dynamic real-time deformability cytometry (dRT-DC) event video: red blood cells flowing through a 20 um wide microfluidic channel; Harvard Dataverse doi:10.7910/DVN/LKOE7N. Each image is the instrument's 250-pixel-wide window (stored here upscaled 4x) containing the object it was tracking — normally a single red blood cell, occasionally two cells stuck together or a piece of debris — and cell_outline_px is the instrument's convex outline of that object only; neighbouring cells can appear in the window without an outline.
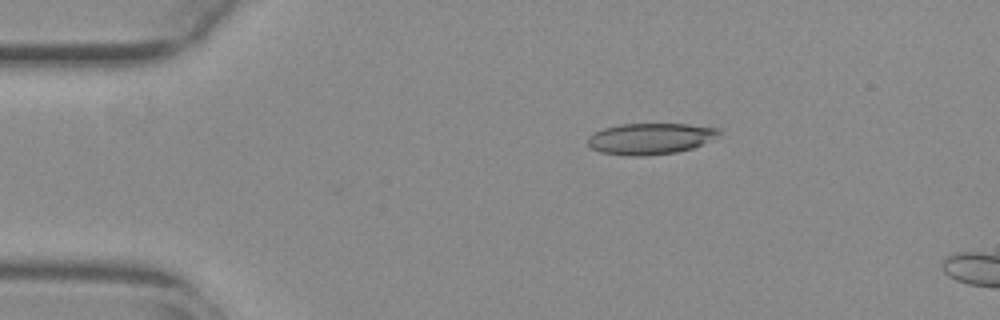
{"species": "common noctule bat (a hibernating species)", "species_latin": "Nyctalus noctula", "temperature_condition": "warm", "stored_images_in_passage": 7, "camera_frame_rate_fps": 3000, "um_per_image_px": 0.085, "animal": {"sex": "female", "body_mass_g": 29.2, "forearm_length_mm": 56.3}, "frame": {"image": 1, "passage_image": 3, "time_ms": 0.667, "image_size_px": [1000, 320], "cell_outline_px": [[720, 132], [712, 140], [692, 148], [676, 152], [644, 156], [628, 156], [600, 152], [592, 148], [588, 144], [588, 136], [604, 128], [620, 124], [688, 124], [720, 128]], "centroid_in_image_um": [55.28, 11.79], "position_along_channel_um": 29.7, "area_um2": 23.81}}